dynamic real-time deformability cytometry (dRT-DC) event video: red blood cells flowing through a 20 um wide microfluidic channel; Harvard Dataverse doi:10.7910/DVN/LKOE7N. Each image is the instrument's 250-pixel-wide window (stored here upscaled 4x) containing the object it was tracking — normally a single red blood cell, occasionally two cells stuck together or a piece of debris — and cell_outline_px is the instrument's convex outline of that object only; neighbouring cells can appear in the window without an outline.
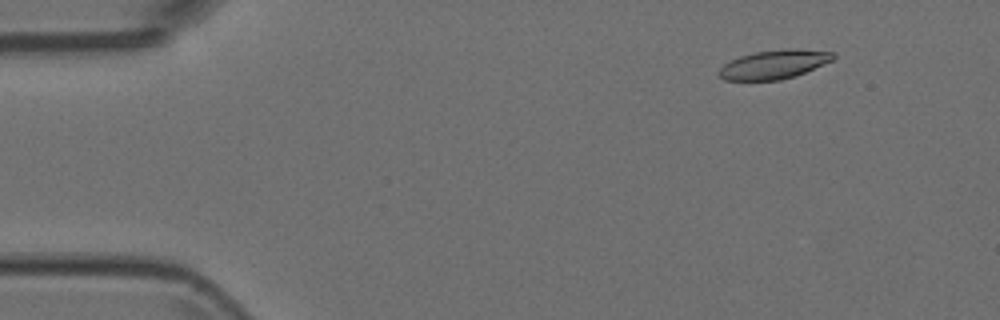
{"species": "Egyptian fruit bat (a non-hibernating species)", "species_latin": "Rousettus aegyptiacus", "temperature_condition": "room temperature", "stored_images_in_passage": 5, "camera_frame_rate_fps": 3000, "um_per_image_px": 0.085, "animal": {"sex": "female"}, "frame": {"image": 1, "passage_image": 1, "time_ms": 0.0, "image_size_px": [1000, 320], "cell_outline_px": [[836, 56], [832, 60], [804, 72], [780, 80], [724, 80], [716, 72], [724, 64], [740, 56], [756, 52], [784, 48], [796, 48], [836, 52]], "centroid_in_image_um": [65.79, 5.46], "position_along_channel_um": 19.2, "area_um2": 19.13}}
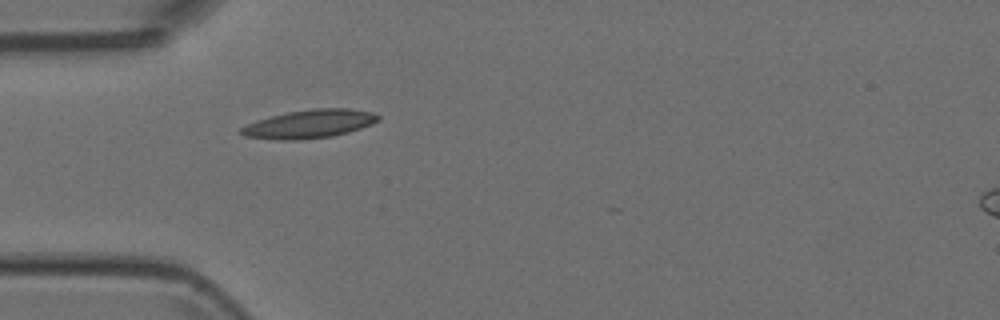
{"frame": {"image": 2, "passage_image": 4, "time_ms": 1.0, "image_size_px": [1000, 320], "cell_outline_px": [[380, 120], [372, 124], [348, 132], [332, 136], [296, 140], [276, 140], [244, 136], [240, 132], [240, 128], [256, 120], [288, 112], [312, 108], [348, 108], [372, 112], [380, 116]], "centroid_in_image_um": [26.31, 10.53], "position_along_channel_um": 58.7, "area_um2": 22.66}}